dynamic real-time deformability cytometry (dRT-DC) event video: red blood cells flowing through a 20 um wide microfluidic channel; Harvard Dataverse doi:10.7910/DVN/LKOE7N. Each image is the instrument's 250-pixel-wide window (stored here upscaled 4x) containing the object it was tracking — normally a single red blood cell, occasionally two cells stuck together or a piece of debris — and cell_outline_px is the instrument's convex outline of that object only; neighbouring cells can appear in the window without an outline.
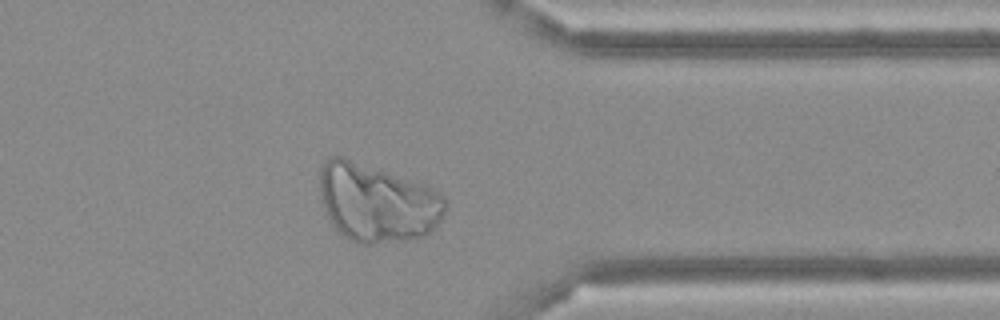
{"species": "Egyptian fruit bat (a non-hibernating species)", "species_latin": "Rousettus aegyptiacus", "temperature_condition": "cold", "stored_images_in_passage": 35, "camera_frame_rate_fps": 3000, "um_per_image_px": 0.085, "frame": {"image": 1, "passage_image": 25, "time_ms": 8.0, "image_size_px": [1000, 320], "cell_outline_px": [[448, 208], [440, 220], [424, 236], [408, 240], [372, 244], [356, 244], [348, 240], [328, 220], [320, 196], [320, 168], [332, 156], [344, 156], [424, 184], [440, 192], [448, 200]], "centroid_in_image_um": [32.06, 17.24], "position_along_channel_um": 379.3, "area_um2": 57.74}}